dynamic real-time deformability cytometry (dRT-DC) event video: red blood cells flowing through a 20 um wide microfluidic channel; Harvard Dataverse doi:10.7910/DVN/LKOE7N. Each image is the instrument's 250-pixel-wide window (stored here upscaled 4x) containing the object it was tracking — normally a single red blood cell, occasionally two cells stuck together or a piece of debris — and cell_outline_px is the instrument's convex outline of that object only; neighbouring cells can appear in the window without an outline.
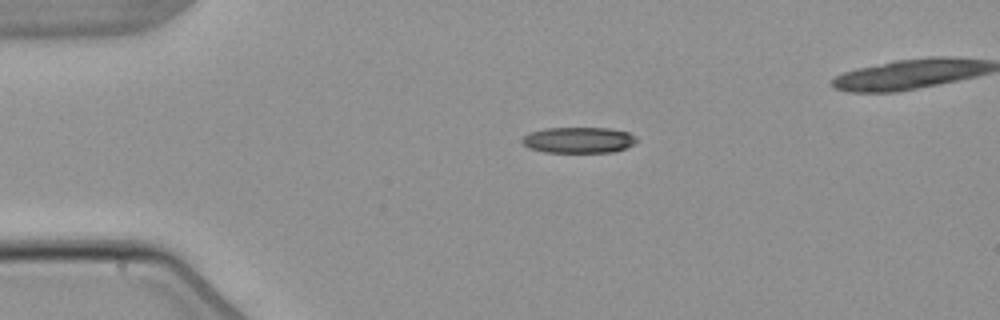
{"species": "common noctule bat (a hibernating species)", "species_latin": "Nyctalus noctula", "temperature_condition": "warm", "stored_images_in_passage": 4, "segment_of_instrument_passage": [1, 2], "camera_frame_rate_fps": 3000, "um_per_image_px": 0.085, "animal": {"sex": "male", "body_mass_g": 21.5, "forearm_length_mm": 52.0}, "frame": {"image": 1, "passage_image": 2, "time_ms": 1.333, "image_size_px": [1000, 320], "cell_outline_px": [[636, 140], [632, 144], [624, 148], [612, 152], [544, 152], [528, 148], [520, 140], [528, 132], [544, 128], [608, 128], [628, 132], [636, 136]], "centroid_in_image_um": [49.12, 11.9], "position_along_channel_um": 35.9, "area_um2": 17.28}}